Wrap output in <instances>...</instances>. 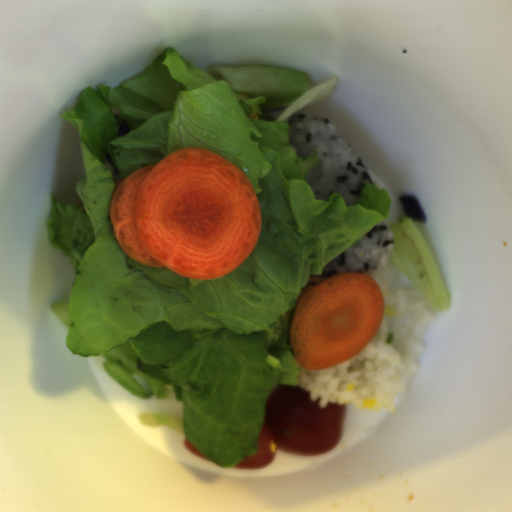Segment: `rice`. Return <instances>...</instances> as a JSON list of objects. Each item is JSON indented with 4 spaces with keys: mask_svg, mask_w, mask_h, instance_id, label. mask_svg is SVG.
<instances>
[{
    "mask_svg": "<svg viewBox=\"0 0 512 512\" xmlns=\"http://www.w3.org/2000/svg\"><path fill=\"white\" fill-rule=\"evenodd\" d=\"M376 280L383 319L374 338L353 358L319 370L300 366L296 387L309 392L319 407L328 403L354 405L358 409H397L398 398L408 395L410 375H417L425 351V335L435 311L390 261Z\"/></svg>",
    "mask_w": 512,
    "mask_h": 512,
    "instance_id": "1",
    "label": "rice"
},
{
    "mask_svg": "<svg viewBox=\"0 0 512 512\" xmlns=\"http://www.w3.org/2000/svg\"><path fill=\"white\" fill-rule=\"evenodd\" d=\"M288 122L297 155L307 159L318 152L317 165L303 178L316 200L328 202L333 194H340L351 206L359 200L366 182L375 186L365 164L326 116L297 113Z\"/></svg>",
    "mask_w": 512,
    "mask_h": 512,
    "instance_id": "2",
    "label": "rice"
},
{
    "mask_svg": "<svg viewBox=\"0 0 512 512\" xmlns=\"http://www.w3.org/2000/svg\"><path fill=\"white\" fill-rule=\"evenodd\" d=\"M394 249V233L385 219L362 236L358 243L349 246L323 268V274L309 276L294 305V312L303 297L320 282L346 272H359L373 277L391 261Z\"/></svg>",
    "mask_w": 512,
    "mask_h": 512,
    "instance_id": "3",
    "label": "rice"
}]
</instances>
